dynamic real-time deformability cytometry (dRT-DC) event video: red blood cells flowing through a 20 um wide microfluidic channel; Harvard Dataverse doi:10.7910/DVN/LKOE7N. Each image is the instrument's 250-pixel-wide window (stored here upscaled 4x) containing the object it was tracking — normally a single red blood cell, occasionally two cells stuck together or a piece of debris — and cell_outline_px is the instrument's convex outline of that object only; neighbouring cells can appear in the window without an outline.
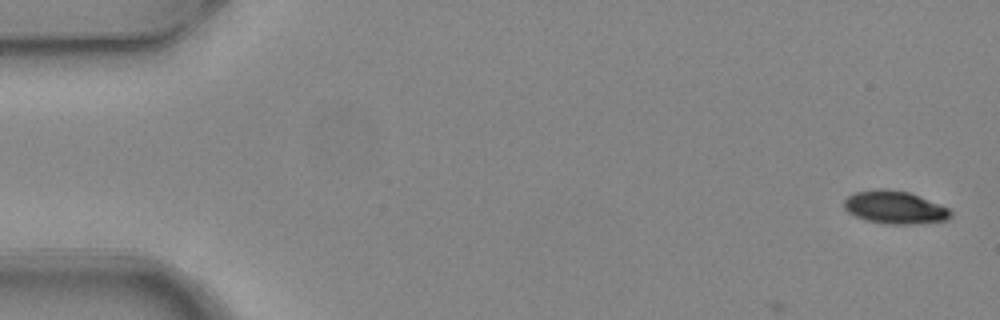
{"species": "common noctule bat (a hibernating species)", "species_latin": "Nyctalus noctula", "temperature_condition": "warm", "stored_images_in_passage": 5, "camera_frame_rate_fps": 3000, "um_per_image_px": 0.085, "animal": {"sex": "female", "body_mass_g": 24.6, "forearm_length_mm": 56.2}, "frame": {"image": 1, "passage_image": 1, "time_ms": 0.0, "image_size_px": [1000, 320], "cell_outline_px": [[952, 216], [948, 220], [912, 224], [884, 224], [864, 220], [848, 212], [844, 208], [844, 200], [848, 196], [856, 192], [880, 188], [908, 192], [920, 196], [948, 208], [952, 212]], "centroid_in_image_um": [76.05, 17.64], "position_along_channel_um": 8.9, "area_um2": 20.4}}
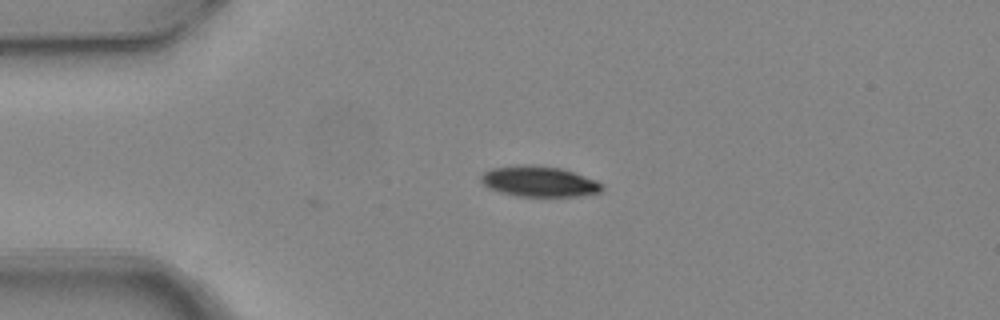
{"frame": {"image": 2, "passage_image": 4, "time_ms": 1.0, "image_size_px": [1000, 320], "cell_outline_px": [[604, 188], [600, 192], [580, 196], [516, 196], [500, 192], [488, 188], [480, 180], [480, 176], [484, 172], [492, 168], [516, 164], [532, 164], [564, 168], [596, 180], [604, 184]], "centroid_in_image_um": [45.83, 15.41], "position_along_channel_um": 39.2, "area_um2": 21.96}}